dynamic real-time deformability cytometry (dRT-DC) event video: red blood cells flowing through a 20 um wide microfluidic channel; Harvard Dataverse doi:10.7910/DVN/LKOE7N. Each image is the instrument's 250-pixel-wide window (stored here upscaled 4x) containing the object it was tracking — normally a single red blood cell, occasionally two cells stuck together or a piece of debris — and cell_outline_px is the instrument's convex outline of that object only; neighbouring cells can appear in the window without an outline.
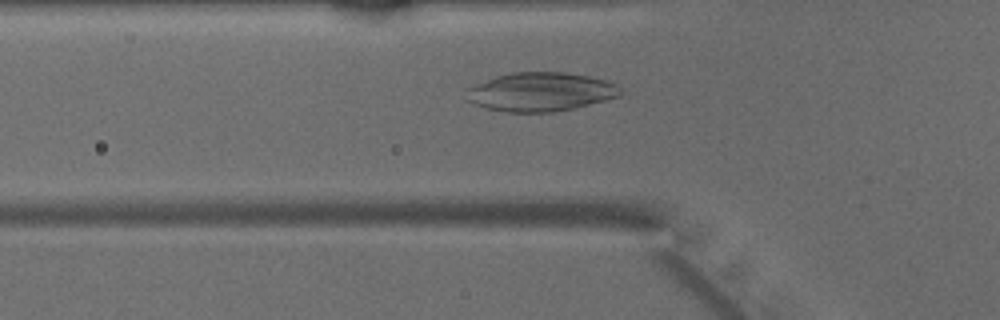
{"species": "common noctule bat (a hibernating species)", "species_latin": "Nyctalus noctula", "temperature_condition": "warm", "stored_images_in_passage": 19, "camera_frame_rate_fps": 3000, "um_per_image_px": 0.085, "animal": {"sex": "male", "body_mass_g": 15.6}, "frame": {"image": 1, "passage_image": 2, "time_ms": 0.333, "image_size_px": [1000, 320], "cell_outline_px": [[624, 92], [620, 96], [576, 108], [552, 112], [508, 112], [488, 108], [476, 104], [468, 100], [464, 88], [496, 76], [512, 72], [564, 72], [588, 76], [604, 80], [616, 84]], "centroid_in_image_um": [45.95, 7.8], "position_along_channel_um": 79.8, "area_um2": 34.91}}
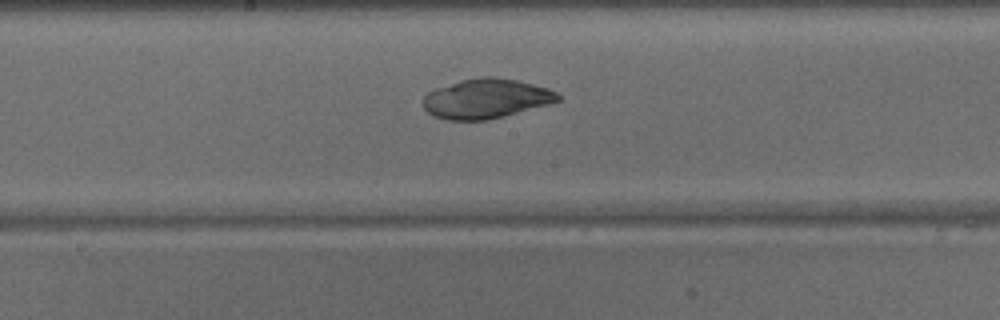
{"frame": {"image": 2, "passage_image": 11, "time_ms": 3.333, "image_size_px": [1000, 320], "cell_outline_px": [[560, 100], [548, 104], [484, 120], [444, 120], [428, 112], [420, 104], [424, 96], [428, 92], [436, 88], [460, 80], [480, 76], [496, 76], [516, 80], [548, 88], [556, 92], [560, 96]], "centroid_in_image_um": [41.26, 8.36], "position_along_channel_um": 206.9, "area_um2": 30.92}}
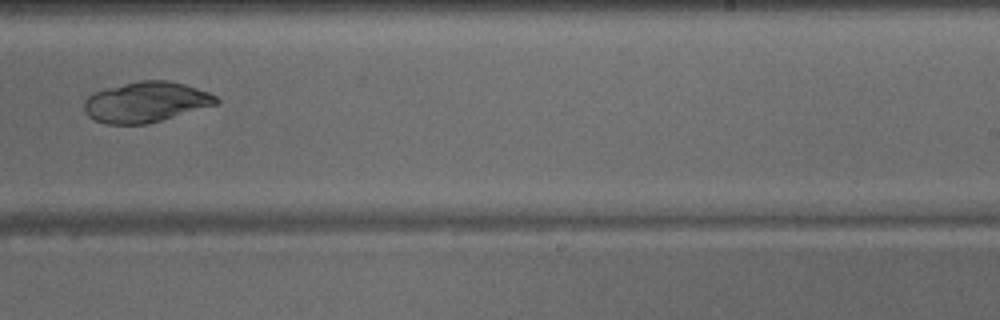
{"frame": {"image": 3, "passage_image": 16, "time_ms": 5.0, "image_size_px": [1000, 320], "cell_outline_px": [[220, 100], [216, 104], [148, 124], [104, 124], [88, 116], [84, 112], [84, 100], [88, 96], [104, 88], [140, 80], [168, 80], [184, 84], [208, 92], [216, 96]], "centroid_in_image_um": [12.37, 8.67], "position_along_channel_um": 276.6, "area_um2": 31.04}}